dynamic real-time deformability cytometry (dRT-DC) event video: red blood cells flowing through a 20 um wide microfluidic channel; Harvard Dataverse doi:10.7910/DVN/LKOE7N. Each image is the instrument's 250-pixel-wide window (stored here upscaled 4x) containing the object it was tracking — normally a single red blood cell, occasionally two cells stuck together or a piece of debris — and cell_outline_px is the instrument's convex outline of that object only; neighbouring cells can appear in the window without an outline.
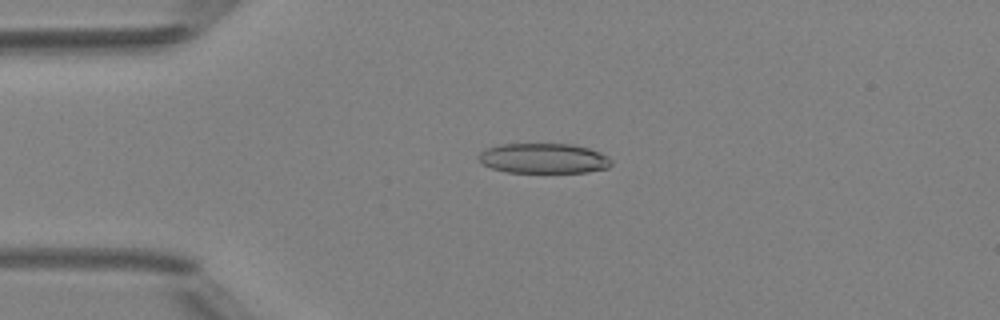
{"species": "Egyptian fruit bat (a non-hibernating species)", "species_latin": "Rousettus aegyptiacus", "temperature_condition": "room temperature", "stored_images_in_passage": 44, "camera_frame_rate_fps": 3000, "um_per_image_px": 0.085, "animal": {"sex": "female"}, "frame": {"image": 1, "passage_image": 7, "time_ms": 2.0, "image_size_px": [1000, 320], "cell_outline_px": [[612, 164], [608, 168], [588, 172], [508, 172], [492, 168], [480, 164], [476, 156], [484, 148], [500, 144], [576, 144], [600, 152], [608, 156], [612, 160]], "centroid_in_image_um": [46.18, 13.45], "position_along_channel_um": 38.8, "area_um2": 23.58}}
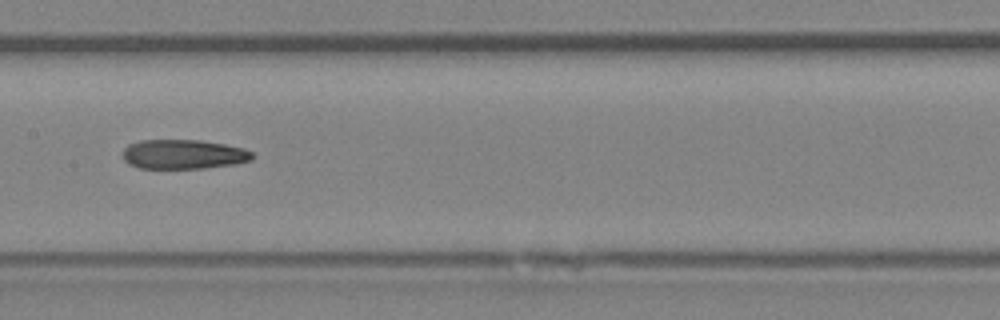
{"frame": {"image": 2, "passage_image": 20, "time_ms": 6.333, "image_size_px": [1000, 320], "cell_outline_px": [[256, 156], [252, 160], [232, 164], [204, 168], [140, 168], [128, 164], [124, 160], [124, 148], [128, 144], [140, 140], [200, 140], [224, 144], [244, 148], [252, 152]], "centroid_in_image_um": [15.6, 13.11], "position_along_channel_um": 191.8, "area_um2": 22.25}}
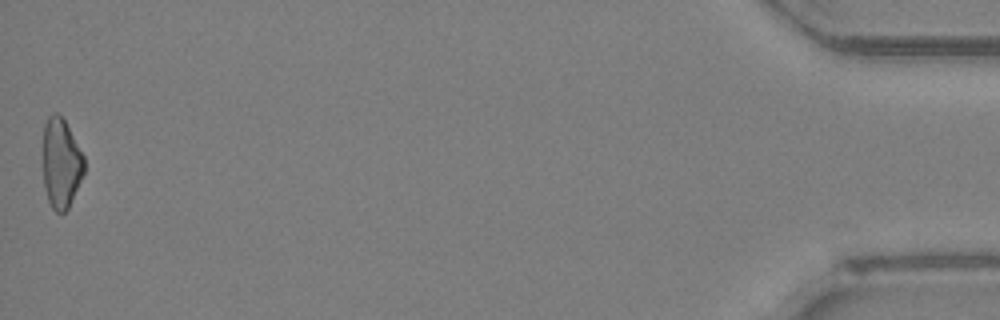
{"frame": {"image": 3, "passage_image": 44, "time_ms": 14.333, "image_size_px": [1000, 320], "cell_outline_px": [[84, 172], [68, 208], [64, 212], [56, 212], [52, 208], [48, 200], [44, 188], [44, 124], [48, 116], [56, 112], [64, 120], [84, 156]], "centroid_in_image_um": [5.19, 13.88], "position_along_channel_um": 430.0, "area_um2": 21.15}, "authors_computed_cell_mechanics": {"area_um2": 22.8599, "velocity_mm_per_s": 4.2195, "shape_relaxation_time_tau1_ms": null, "shape_relaxation_time_tau2_ms": 9.0944, "deformation_change_tau1": null, "deformation_change_tau2": 0.2423}}